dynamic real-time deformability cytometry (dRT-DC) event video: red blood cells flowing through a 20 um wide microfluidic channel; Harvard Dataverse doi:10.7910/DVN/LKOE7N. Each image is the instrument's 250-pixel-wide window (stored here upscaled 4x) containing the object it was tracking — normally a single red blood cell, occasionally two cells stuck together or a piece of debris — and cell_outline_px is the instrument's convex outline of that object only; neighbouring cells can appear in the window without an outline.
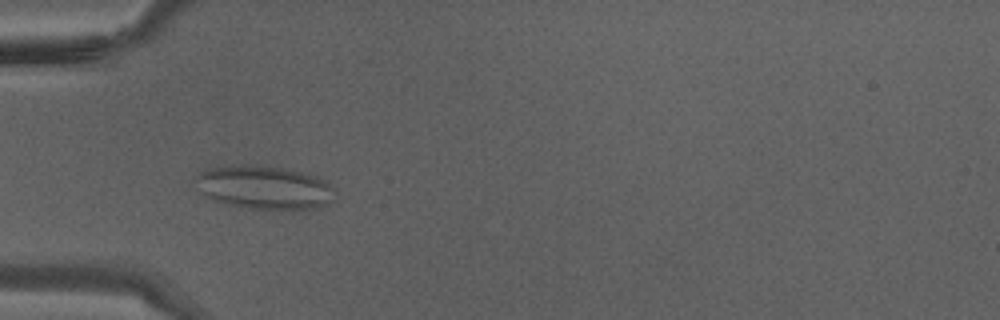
{"species": "Egyptian fruit bat (a non-hibernating species)", "species_latin": "Rousettus aegyptiacus", "temperature_condition": "warm", "stored_images_in_passage": 29, "segment_of_instrument_passage": [1, 2], "camera_frame_rate_fps": 3000, "um_per_image_px": 0.085, "animal": {"sex": "male"}, "frame": {"image": 1, "passage_image": 1, "time_ms": 0.0, "image_size_px": [1000, 320], "cell_outline_px": [[336, 200], [320, 208], [300, 212], [264, 212], [228, 204], [212, 200], [204, 196], [200, 192], [196, 180], [196, 176], [200, 172], [208, 168], [240, 164], [244, 164], [284, 168], [304, 172], [316, 176], [324, 180], [336, 188]], "centroid_in_image_um": [22.57, 16.0], "position_along_channel_um": 62.4, "area_um2": 37.11}}